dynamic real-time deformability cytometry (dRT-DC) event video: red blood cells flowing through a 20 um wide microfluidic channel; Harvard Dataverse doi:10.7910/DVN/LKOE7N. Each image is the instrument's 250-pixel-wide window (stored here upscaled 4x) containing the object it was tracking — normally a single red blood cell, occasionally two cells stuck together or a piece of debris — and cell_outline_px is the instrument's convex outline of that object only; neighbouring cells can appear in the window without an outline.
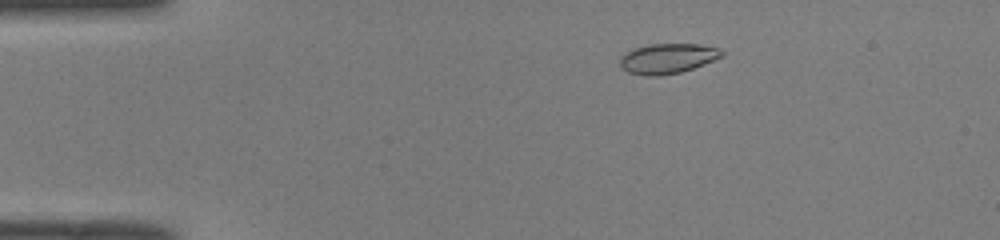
{"species": "common noctule bat (a hibernating species)", "species_latin": "Nyctalus noctula", "temperature_condition": "room temperature", "stored_images_in_passage": 49, "camera_frame_rate_fps": 3000, "um_per_image_px": 0.085, "animal": {"sex": "male", "body_mass_g": 19.0, "forearm_length_mm": 50.8}, "frame": {"image": 1, "passage_image": 8, "time_ms": 2.333, "image_size_px": [1000, 240], "cell_outline_px": [[724, 56], [704, 64], [680, 72], [656, 76], [644, 76], [628, 72], [620, 68], [620, 56], [636, 48], [648, 44], [700, 44], [720, 48], [724, 52]], "centroid_in_image_um": [56.75, 4.97], "position_along_channel_um": 28.2, "area_um2": 17.86}}
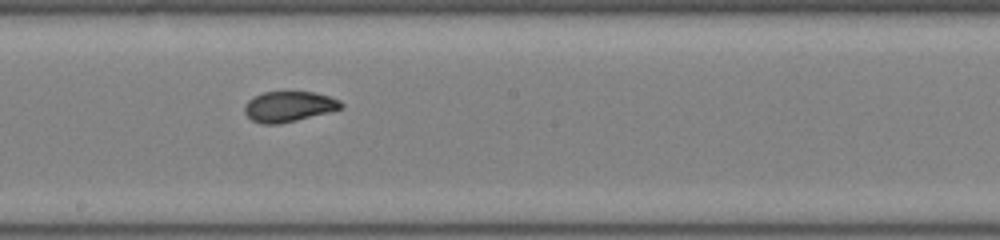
{"frame": {"image": 2, "passage_image": 27, "time_ms": 8.667, "image_size_px": [1000, 240], "cell_outline_px": [[344, 108], [280, 124], [260, 124], [252, 120], [244, 112], [244, 104], [252, 96], [264, 92], [312, 92], [328, 96], [340, 100], [344, 104]], "centroid_in_image_um": [24.53, 9.05], "position_along_channel_um": 223.7, "area_um2": 17.17}}
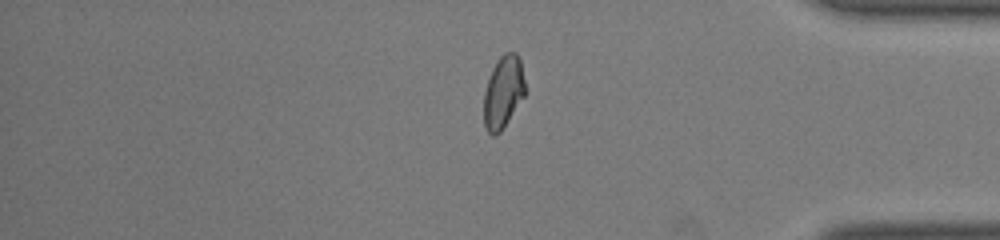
{"frame": {"image": 3, "passage_image": 41, "time_ms": 13.333, "image_size_px": [1000, 240], "cell_outline_px": [[524, 96], [500, 132], [496, 136], [492, 136], [484, 128], [484, 92], [492, 68], [496, 60], [504, 52], [516, 52], [520, 60], [524, 80]], "centroid_in_image_um": [42.75, 7.82], "position_along_channel_um": 392.4, "area_um2": 17.34}, "authors_computed_cell_mechanics": {"area_um2": 17.5712, "velocity_mm_per_s": 4.0909, "shape_relaxation_time_tau1_ms": null, "shape_relaxation_time_tau2_ms": 0.9622, "deformation_change_tau1": null, "deformation_change_tau2": 0.0479}}